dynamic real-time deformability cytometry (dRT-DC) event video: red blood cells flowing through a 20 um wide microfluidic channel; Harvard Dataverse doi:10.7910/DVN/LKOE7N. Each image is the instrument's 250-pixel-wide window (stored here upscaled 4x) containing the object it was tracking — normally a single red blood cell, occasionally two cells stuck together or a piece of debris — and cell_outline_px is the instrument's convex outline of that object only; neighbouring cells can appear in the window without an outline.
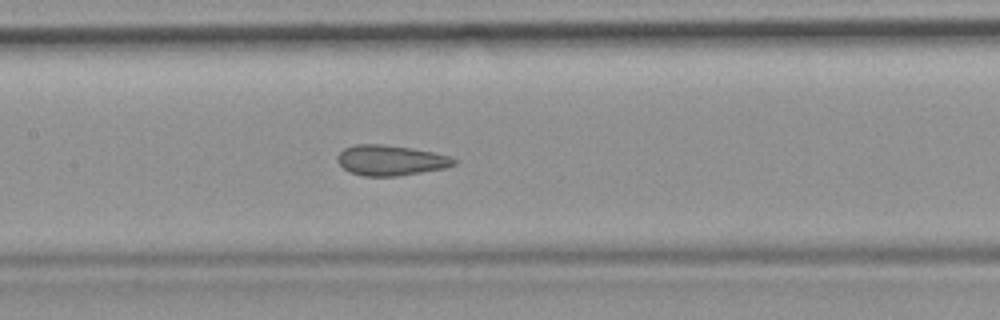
{"species": "common noctule bat (a hibernating species)", "species_latin": "Nyctalus noctula", "temperature_condition": "room temperature", "stored_images_in_passage": 44, "camera_frame_rate_fps": 3000, "um_per_image_px": 0.085, "animal": {"sex": "female", "body_mass_g": 19.9}, "frame": {"image": 1, "passage_image": 19, "time_ms": 6.0, "image_size_px": [1000, 320], "cell_outline_px": [[460, 160], [456, 164], [444, 168], [396, 176], [364, 176], [352, 172], [344, 168], [336, 160], [336, 156], [344, 148], [356, 144], [384, 144], [412, 148], [432, 152], [448, 156]], "centroid_in_image_um": [33.2, 13.61], "position_along_channel_um": 174.2, "area_um2": 20.52}}